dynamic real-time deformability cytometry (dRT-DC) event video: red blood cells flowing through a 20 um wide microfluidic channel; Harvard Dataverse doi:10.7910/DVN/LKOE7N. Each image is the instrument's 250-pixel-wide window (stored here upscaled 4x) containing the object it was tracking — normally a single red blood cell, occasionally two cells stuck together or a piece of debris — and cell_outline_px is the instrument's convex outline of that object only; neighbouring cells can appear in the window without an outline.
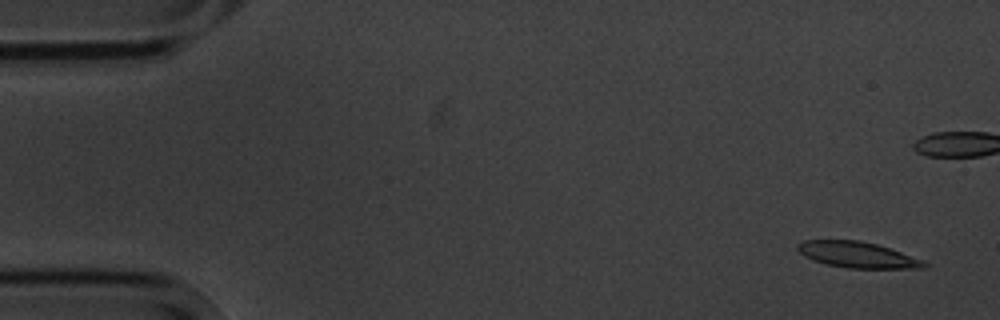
{"species": "common noctule bat (a hibernating species)", "species_latin": "Nyctalus noctula", "temperature_condition": "cold", "stored_images_in_passage": 5, "camera_frame_rate_fps": 3000, "um_per_image_px": 0.085, "animal": {"sex": "male", "body_mass_g": 20.1, "forearm_length_mm": 53.5}, "frame": {"image": 1, "passage_image": 1, "time_ms": 0.0, "image_size_px": [1000, 320], "cell_outline_px": [[928, 264], [924, 268], [848, 268], [824, 264], [812, 260], [804, 256], [796, 248], [796, 244], [804, 240], [860, 240], [876, 244], [924, 260]], "centroid_in_image_um": [72.84, 21.65], "position_along_channel_um": 12.2, "area_um2": 19.13}}
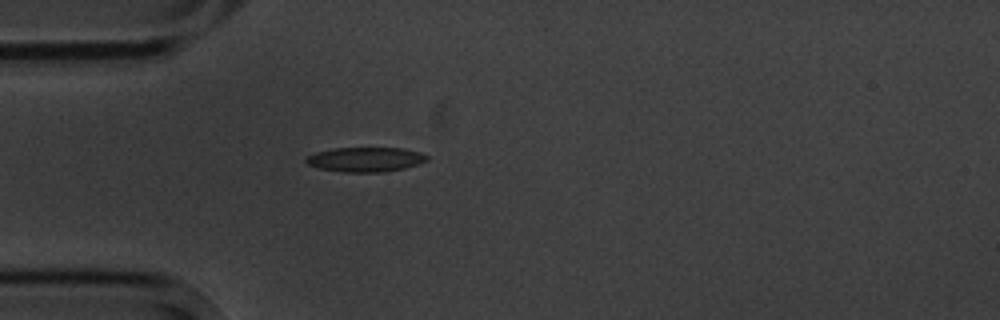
{"frame": {"image": 2, "passage_image": 5, "time_ms": 5.667, "image_size_px": [1000, 320], "cell_outline_px": [[428, 160], [404, 168], [384, 172], [344, 172], [320, 168], [308, 164], [304, 160], [308, 156], [316, 152], [332, 148], [400, 148], [416, 152], [428, 156]], "centroid_in_image_um": [31.03, 13.55], "position_along_channel_um": 54.0, "area_um2": 17.05}}